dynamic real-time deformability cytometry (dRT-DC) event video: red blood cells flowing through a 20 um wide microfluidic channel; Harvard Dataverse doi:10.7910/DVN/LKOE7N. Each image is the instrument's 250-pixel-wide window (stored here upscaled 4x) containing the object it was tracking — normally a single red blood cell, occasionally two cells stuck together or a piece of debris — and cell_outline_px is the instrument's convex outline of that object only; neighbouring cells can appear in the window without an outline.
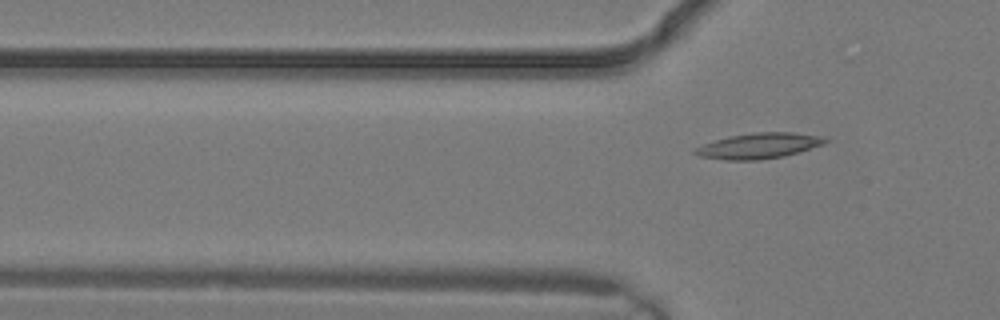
{"species": "common noctule bat (a hibernating species)", "species_latin": "Nyctalus noctula", "temperature_condition": "warm", "stored_images_in_passage": 5, "camera_frame_rate_fps": 3000, "um_per_image_px": 0.085, "animal": {"sex": "male", "body_mass_g": 19.2, "forearm_length_mm": 51.8}, "frame": {"image": 1, "passage_image": 5, "time_ms": 1.333, "image_size_px": [1000, 320], "cell_outline_px": [[828, 140], [824, 144], [784, 156], [760, 160], [724, 160], [700, 156], [692, 152], [696, 148], [704, 144], [728, 136], [752, 132], [792, 132], [816, 136]], "centroid_in_image_um": [64.46, 12.4], "position_along_channel_um": 61.3, "area_um2": 19.13}}